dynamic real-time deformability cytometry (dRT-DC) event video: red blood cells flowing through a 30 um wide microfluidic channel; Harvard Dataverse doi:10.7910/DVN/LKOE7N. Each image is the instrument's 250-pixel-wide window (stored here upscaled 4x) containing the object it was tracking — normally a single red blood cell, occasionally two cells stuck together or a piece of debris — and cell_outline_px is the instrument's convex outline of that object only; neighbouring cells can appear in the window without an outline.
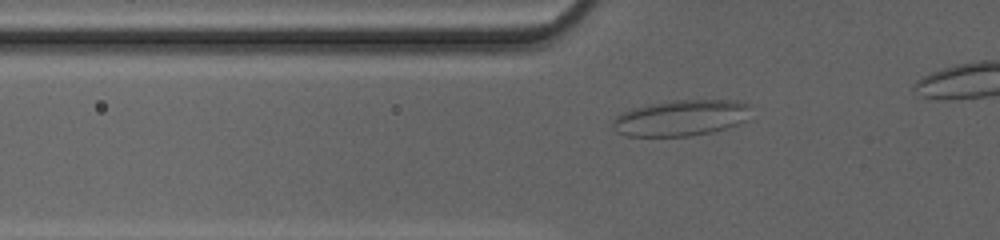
{"species": "common noctule bat (a hibernating species)", "species_latin": "Nyctalus noctula", "temperature_condition": "cold", "stored_images_in_passage": 35, "camera_frame_rate_fps": 3000, "um_per_image_px": 0.085, "animal": {"sex": "female", "body_mass_g": 20.0, "forearm_length_mm": 54.0}, "frame": {"image": 1, "passage_image": 11, "time_ms": 3.333, "image_size_px": [1000, 240], "cell_outline_px": [[748, 108], [744, 120], [728, 128], [712, 132], [688, 136], [628, 136], [616, 132], [612, 124], [612, 120], [616, 116], [632, 108], [648, 104], [672, 100], [736, 100], [748, 104]], "centroid_in_image_um": [57.82, 10.02], "position_along_channel_um": 68.0, "area_um2": 28.78}}
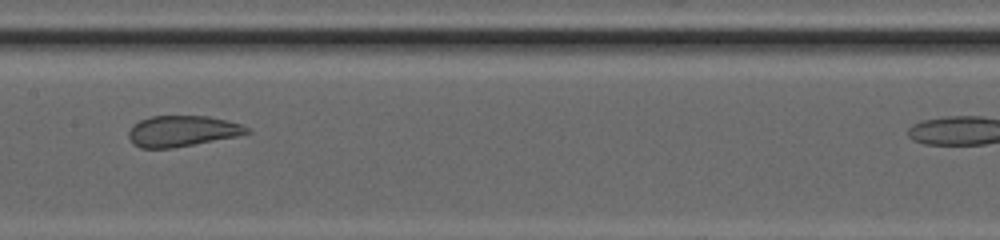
{"frame": {"image": 2, "passage_image": 20, "time_ms": 6.333, "image_size_px": [1000, 240], "cell_outline_px": [[252, 132], [236, 136], [172, 148], [140, 148], [132, 144], [128, 136], [128, 132], [132, 124], [140, 120], [152, 116], [208, 116], [228, 120], [240, 124], [248, 128]], "centroid_in_image_um": [15.45, 11.14], "position_along_channel_um": 192.0, "area_um2": 21.27}}
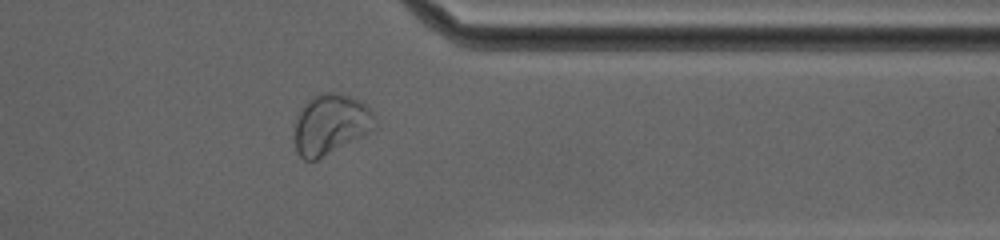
{"frame": {"image": 3, "passage_image": 34, "time_ms": 11.0, "image_size_px": [1000, 240], "cell_outline_px": [[376, 128], [364, 136], [316, 160], [304, 160], [296, 152], [292, 136], [296, 116], [308, 100], [312, 96], [320, 92], [340, 92], [364, 104], [376, 116]], "centroid_in_image_um": [28.07, 10.58], "position_along_channel_um": 383.3, "area_um2": 28.73}}